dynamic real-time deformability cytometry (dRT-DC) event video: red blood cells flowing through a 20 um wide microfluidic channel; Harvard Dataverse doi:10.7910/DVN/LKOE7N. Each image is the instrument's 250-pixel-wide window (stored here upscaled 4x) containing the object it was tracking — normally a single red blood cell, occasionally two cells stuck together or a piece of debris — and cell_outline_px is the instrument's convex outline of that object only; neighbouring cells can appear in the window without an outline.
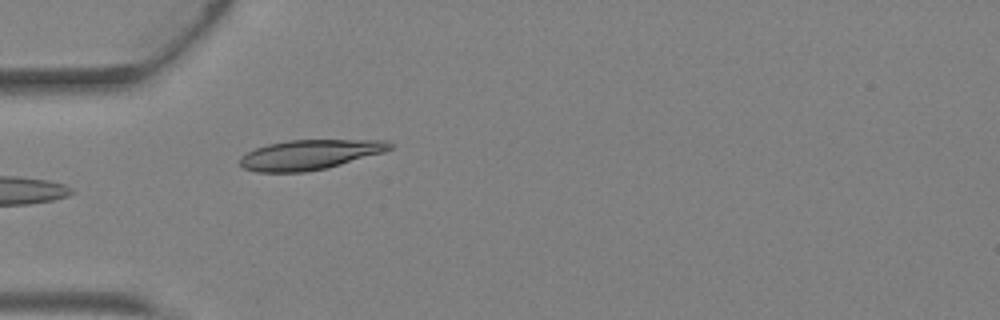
{"species": "Egyptian fruit bat (a non-hibernating species)", "species_latin": "Rousettus aegyptiacus", "temperature_condition": "warm", "stored_images_in_passage": 2, "camera_frame_rate_fps": 3000, "um_per_image_px": 0.085, "animal": {"sex": "female"}, "frame": {"image": 1, "passage_image": 2, "time_ms": 0.333, "image_size_px": [1000, 320], "cell_outline_px": [[392, 148], [384, 152], [328, 168], [304, 172], [256, 172], [244, 168], [240, 164], [240, 156], [256, 148], [268, 144], [288, 140], [388, 140], [392, 144]], "centroid_in_image_um": [26.33, 13.15], "position_along_channel_um": 58.7, "area_um2": 26.07}}